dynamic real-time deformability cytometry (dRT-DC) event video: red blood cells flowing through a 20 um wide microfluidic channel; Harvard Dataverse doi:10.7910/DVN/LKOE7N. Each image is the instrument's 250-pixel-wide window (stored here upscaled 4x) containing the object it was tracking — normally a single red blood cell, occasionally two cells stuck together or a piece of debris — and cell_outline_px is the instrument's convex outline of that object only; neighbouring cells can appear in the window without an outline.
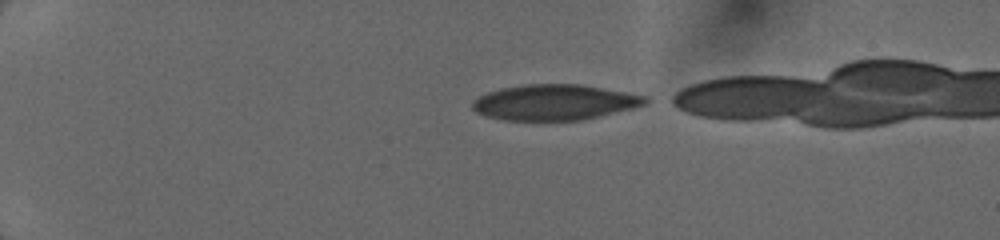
{"species": "human", "species_latin": "Homo sapiens", "temperature_condition": "cold", "stored_images_in_passage": 24, "camera_frame_rate_fps": 3000, "um_per_image_px": 0.085, "donor": {"sex": "female"}, "frame": {"image": 1, "passage_image": 1, "time_ms": 0.0, "image_size_px": [1000, 240], "cell_outline_px": [[648, 104], [632, 108], [580, 120], [504, 120], [484, 116], [476, 112], [472, 108], [472, 100], [488, 92], [500, 88], [524, 84], [580, 84], [648, 96]], "centroid_in_image_um": [47.11, 8.69], "position_along_channel_um": 37.9, "area_um2": 35.78}}
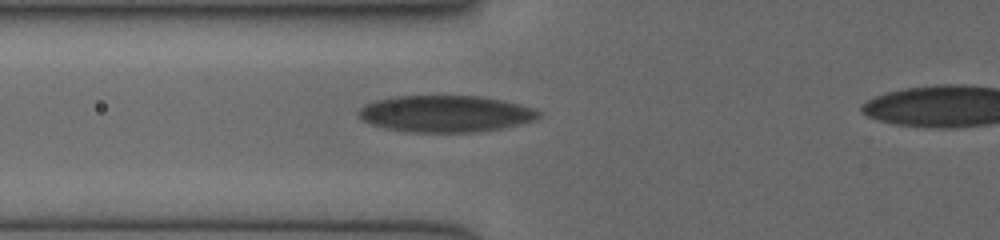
{"frame": {"image": 2, "passage_image": 14, "time_ms": 3.0, "image_size_px": [1000, 240], "cell_outline_px": [[540, 116], [536, 120], [504, 128], [480, 132], [412, 132], [388, 128], [372, 124], [364, 120], [360, 116], [360, 108], [364, 104], [376, 100], [396, 96], [484, 96], [504, 100], [536, 108], [540, 112]], "centroid_in_image_um": [37.96, 9.66], "position_along_channel_um": 87.8, "area_um2": 38.55}}
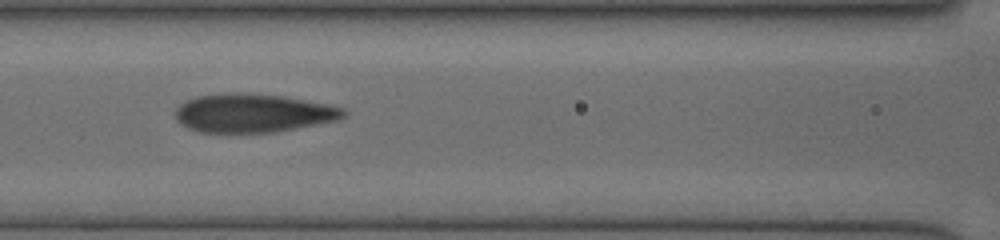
{"frame": {"image": 3, "passage_image": 20, "time_ms": 4.333, "image_size_px": [1000, 240], "cell_outline_px": [[348, 116], [340, 120], [320, 124], [276, 132], [200, 132], [188, 128], [180, 124], [176, 120], [176, 108], [180, 104], [196, 96], [228, 92], [244, 92], [284, 96], [328, 104], [344, 108], [348, 112]], "centroid_in_image_um": [21.56, 9.6], "position_along_channel_um": 145.0, "area_um2": 38.32}}